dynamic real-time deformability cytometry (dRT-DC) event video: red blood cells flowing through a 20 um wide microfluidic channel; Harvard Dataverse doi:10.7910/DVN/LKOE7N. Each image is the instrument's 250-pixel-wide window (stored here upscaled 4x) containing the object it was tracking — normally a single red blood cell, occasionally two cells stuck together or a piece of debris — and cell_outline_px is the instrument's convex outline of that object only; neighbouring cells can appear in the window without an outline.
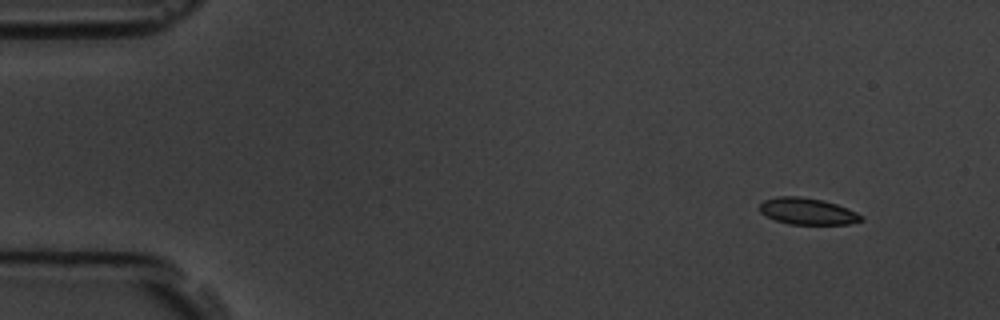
{"species": "common noctule bat (a hibernating species)", "species_latin": "Nyctalus noctula", "temperature_condition": "room temperature", "stored_images_in_passage": 6, "camera_frame_rate_fps": 3000, "um_per_image_px": 0.085, "animal": {"sex": "male", "body_mass_g": 19.5, "forearm_length_mm": 54.6}, "frame": {"image": 1, "passage_image": 1, "time_ms": 0.0, "image_size_px": [1000, 320], "cell_outline_px": [[864, 220], [848, 224], [788, 224], [776, 220], [760, 212], [760, 204], [764, 200], [776, 196], [800, 196], [824, 200], [848, 208], [864, 216]], "centroid_in_image_um": [68.66, 17.95], "position_along_channel_um": 16.3, "area_um2": 15.78}}
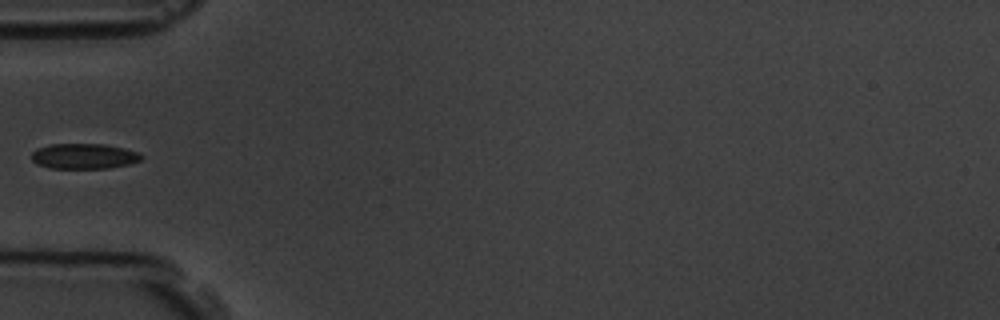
{"frame": {"image": 2, "passage_image": 5, "time_ms": 4.667, "image_size_px": [1000, 320], "cell_outline_px": [[144, 156], [140, 160], [132, 164], [108, 168], [52, 168], [36, 164], [32, 160], [32, 152], [36, 148], [52, 144], [104, 144], [124, 148], [140, 152]], "centroid_in_image_um": [7.17, 13.27], "position_along_channel_um": 77.8, "area_um2": 16.36}}
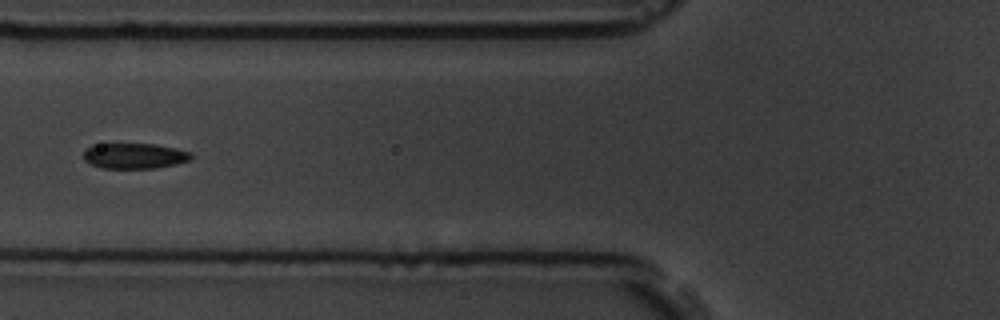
{"frame": {"image": 3, "passage_image": 6, "time_ms": 5.667, "image_size_px": [1000, 320], "cell_outline_px": [[192, 160], [176, 164], [156, 168], [100, 168], [84, 160], [84, 152], [92, 144], [156, 144], [176, 148], [192, 152]], "centroid_in_image_um": [11.47, 13.25], "position_along_channel_um": 114.3, "area_um2": 16.07}}